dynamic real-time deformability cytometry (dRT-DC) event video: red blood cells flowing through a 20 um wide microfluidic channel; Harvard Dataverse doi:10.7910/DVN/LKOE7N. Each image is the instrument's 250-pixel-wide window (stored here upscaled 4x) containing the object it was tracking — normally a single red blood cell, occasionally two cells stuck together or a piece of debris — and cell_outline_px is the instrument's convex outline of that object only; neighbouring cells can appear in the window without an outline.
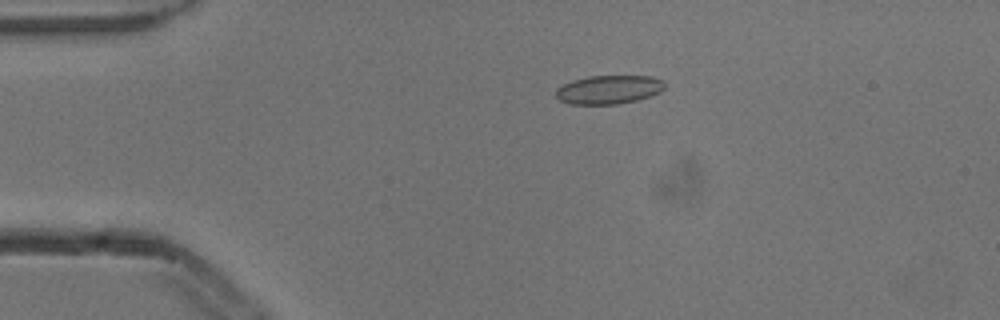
{"species": "common noctule bat (a hibernating species)", "species_latin": "Nyctalus noctula", "temperature_condition": "cold", "stored_images_in_passage": 6, "camera_frame_rate_fps": 3000, "um_per_image_px": 0.085, "animal": {"sex": "male", "body_mass_g": 13.3}, "frame": {"image": 1, "passage_image": 3, "time_ms": 0.667, "image_size_px": [1000, 320], "cell_outline_px": [[664, 88], [660, 92], [636, 100], [616, 104], [568, 104], [560, 100], [556, 96], [556, 88], [572, 80], [588, 76], [652, 76], [664, 80]], "centroid_in_image_um": [51.73, 7.61], "position_along_channel_um": 33.3, "area_um2": 18.15}}
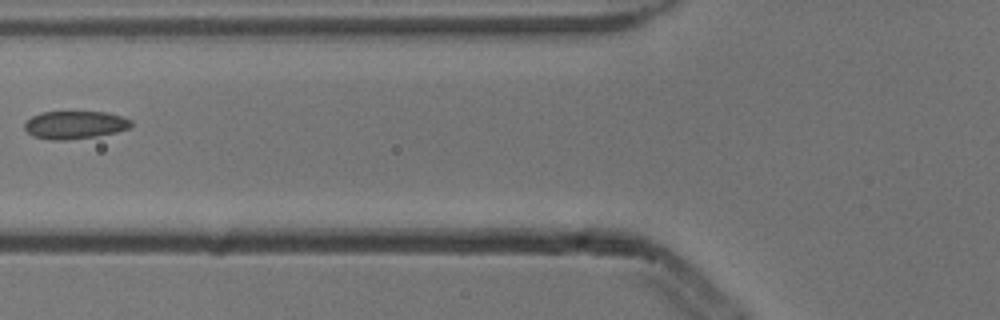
{"frame": {"image": 2, "passage_image": 5, "time_ms": 1.333, "image_size_px": [1000, 320], "cell_outline_px": [[132, 124], [128, 128], [116, 132], [96, 136], [68, 140], [48, 140], [32, 136], [24, 128], [24, 124], [32, 116], [40, 112], [108, 112], [132, 120]], "centroid_in_image_um": [6.34, 10.62], "position_along_channel_um": 119.5, "area_um2": 17.34}}
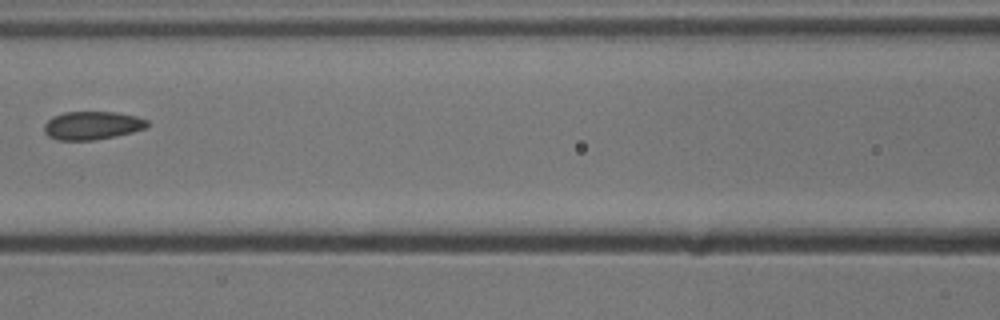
{"frame": {"image": 3, "passage_image": 6, "time_ms": 1.667, "image_size_px": [1000, 320], "cell_outline_px": [[148, 124], [144, 128], [132, 132], [92, 140], [56, 140], [48, 136], [44, 132], [44, 124], [52, 116], [64, 112], [116, 112], [136, 116], [148, 120]], "centroid_in_image_um": [7.79, 10.65], "position_along_channel_um": 158.8, "area_um2": 16.88}}